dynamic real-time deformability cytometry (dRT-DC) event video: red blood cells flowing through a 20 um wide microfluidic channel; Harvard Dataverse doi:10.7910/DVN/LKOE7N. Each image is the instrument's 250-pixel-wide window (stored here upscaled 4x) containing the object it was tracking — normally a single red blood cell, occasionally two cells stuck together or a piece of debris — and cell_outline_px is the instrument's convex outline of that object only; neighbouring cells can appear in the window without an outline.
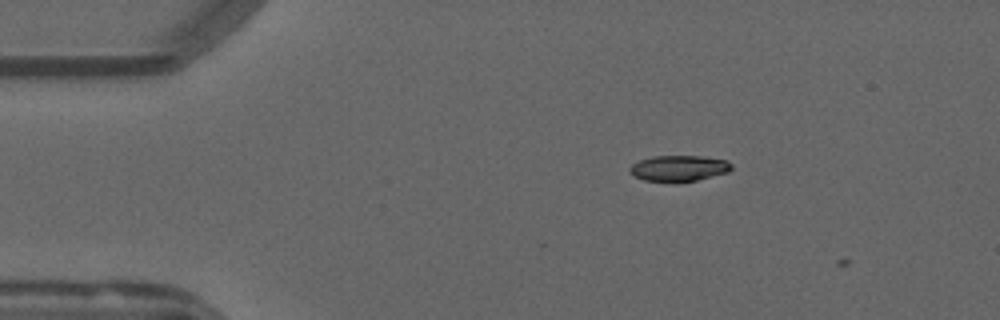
{"species": "common noctule bat (a hibernating species)", "species_latin": "Nyctalus noctula", "temperature_condition": "warm", "stored_images_in_passage": 5, "camera_frame_rate_fps": 3000, "um_per_image_px": 0.085, "animal": {"sex": "male", "forearm_length_mm": 52.5}, "frame": {"image": 1, "passage_image": 3, "time_ms": 0.667, "image_size_px": [1000, 320], "cell_outline_px": [[732, 168], [728, 172], [696, 180], [676, 184], [644, 180], [628, 172], [628, 168], [632, 164], [640, 160], [652, 156], [700, 156], [728, 160], [732, 164]], "centroid_in_image_um": [57.68, 14.32], "position_along_channel_um": 27.3, "area_um2": 15.72}}